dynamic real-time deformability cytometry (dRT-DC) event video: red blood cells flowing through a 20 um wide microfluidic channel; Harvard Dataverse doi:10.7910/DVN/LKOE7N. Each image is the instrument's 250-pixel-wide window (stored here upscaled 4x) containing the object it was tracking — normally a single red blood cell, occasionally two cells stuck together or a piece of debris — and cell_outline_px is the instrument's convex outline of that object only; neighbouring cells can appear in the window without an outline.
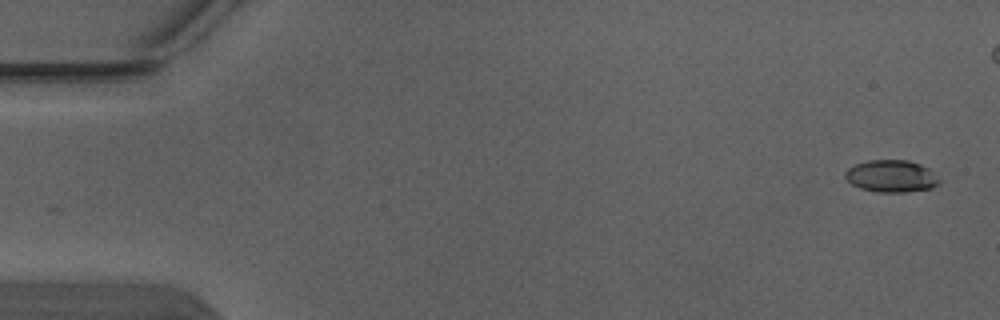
{"species": "Egyptian fruit bat (a non-hibernating species)", "species_latin": "Rousettus aegyptiacus", "temperature_condition": "warm", "stored_images_in_passage": 5, "segment_of_instrument_passage": [2, 2], "camera_frame_rate_fps": 3000, "um_per_image_px": 0.085, "animal": {"sex": "male"}, "frame": {"image": 1, "passage_image": 5, "time_ms": 1.333, "image_size_px": [1000, 320], "cell_outline_px": [[940, 184], [932, 188], [904, 192], [880, 192], [860, 188], [852, 184], [844, 176], [844, 172], [848, 168], [856, 164], [868, 160], [908, 160], [920, 164], [928, 168], [940, 180]], "centroid_in_image_um": [75.76, 14.97], "position_along_channel_um": 9.2, "area_um2": 17.57}}